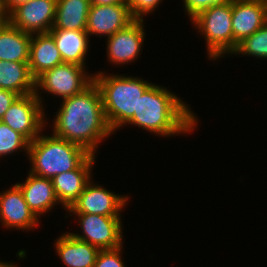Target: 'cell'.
Instances as JSON below:
<instances>
[{
    "label": "cell",
    "mask_w": 267,
    "mask_h": 267,
    "mask_svg": "<svg viewBox=\"0 0 267 267\" xmlns=\"http://www.w3.org/2000/svg\"><path fill=\"white\" fill-rule=\"evenodd\" d=\"M127 201L128 196L116 195L89 181L79 198L67 210L71 213L120 216L119 211L123 209Z\"/></svg>",
    "instance_id": "10"
},
{
    "label": "cell",
    "mask_w": 267,
    "mask_h": 267,
    "mask_svg": "<svg viewBox=\"0 0 267 267\" xmlns=\"http://www.w3.org/2000/svg\"><path fill=\"white\" fill-rule=\"evenodd\" d=\"M30 173L52 179L63 172L77 169L91 154L82 146L55 135L41 134L29 143L27 152Z\"/></svg>",
    "instance_id": "4"
},
{
    "label": "cell",
    "mask_w": 267,
    "mask_h": 267,
    "mask_svg": "<svg viewBox=\"0 0 267 267\" xmlns=\"http://www.w3.org/2000/svg\"><path fill=\"white\" fill-rule=\"evenodd\" d=\"M162 2L161 0H126L134 20H143L145 14L151 13Z\"/></svg>",
    "instance_id": "26"
},
{
    "label": "cell",
    "mask_w": 267,
    "mask_h": 267,
    "mask_svg": "<svg viewBox=\"0 0 267 267\" xmlns=\"http://www.w3.org/2000/svg\"><path fill=\"white\" fill-rule=\"evenodd\" d=\"M92 5H115V4H127L126 0H90Z\"/></svg>",
    "instance_id": "30"
},
{
    "label": "cell",
    "mask_w": 267,
    "mask_h": 267,
    "mask_svg": "<svg viewBox=\"0 0 267 267\" xmlns=\"http://www.w3.org/2000/svg\"><path fill=\"white\" fill-rule=\"evenodd\" d=\"M56 5L57 0H31L15 8L8 21L26 33H48L54 24Z\"/></svg>",
    "instance_id": "9"
},
{
    "label": "cell",
    "mask_w": 267,
    "mask_h": 267,
    "mask_svg": "<svg viewBox=\"0 0 267 267\" xmlns=\"http://www.w3.org/2000/svg\"><path fill=\"white\" fill-rule=\"evenodd\" d=\"M0 14H7L4 9L3 0H0Z\"/></svg>",
    "instance_id": "33"
},
{
    "label": "cell",
    "mask_w": 267,
    "mask_h": 267,
    "mask_svg": "<svg viewBox=\"0 0 267 267\" xmlns=\"http://www.w3.org/2000/svg\"><path fill=\"white\" fill-rule=\"evenodd\" d=\"M265 1V4H266V11H267V0H264Z\"/></svg>",
    "instance_id": "34"
},
{
    "label": "cell",
    "mask_w": 267,
    "mask_h": 267,
    "mask_svg": "<svg viewBox=\"0 0 267 267\" xmlns=\"http://www.w3.org/2000/svg\"><path fill=\"white\" fill-rule=\"evenodd\" d=\"M43 110L39 94L19 96L3 115L1 122L32 142L40 135L45 126Z\"/></svg>",
    "instance_id": "7"
},
{
    "label": "cell",
    "mask_w": 267,
    "mask_h": 267,
    "mask_svg": "<svg viewBox=\"0 0 267 267\" xmlns=\"http://www.w3.org/2000/svg\"><path fill=\"white\" fill-rule=\"evenodd\" d=\"M122 247L100 250L93 267H125L120 255Z\"/></svg>",
    "instance_id": "25"
},
{
    "label": "cell",
    "mask_w": 267,
    "mask_h": 267,
    "mask_svg": "<svg viewBox=\"0 0 267 267\" xmlns=\"http://www.w3.org/2000/svg\"><path fill=\"white\" fill-rule=\"evenodd\" d=\"M18 97V94L10 90L0 89V121L9 107L16 101Z\"/></svg>",
    "instance_id": "28"
},
{
    "label": "cell",
    "mask_w": 267,
    "mask_h": 267,
    "mask_svg": "<svg viewBox=\"0 0 267 267\" xmlns=\"http://www.w3.org/2000/svg\"><path fill=\"white\" fill-rule=\"evenodd\" d=\"M29 143L23 135L0 121V157L12 154L19 149H25L28 152Z\"/></svg>",
    "instance_id": "24"
},
{
    "label": "cell",
    "mask_w": 267,
    "mask_h": 267,
    "mask_svg": "<svg viewBox=\"0 0 267 267\" xmlns=\"http://www.w3.org/2000/svg\"><path fill=\"white\" fill-rule=\"evenodd\" d=\"M8 22V14H0V30Z\"/></svg>",
    "instance_id": "31"
},
{
    "label": "cell",
    "mask_w": 267,
    "mask_h": 267,
    "mask_svg": "<svg viewBox=\"0 0 267 267\" xmlns=\"http://www.w3.org/2000/svg\"><path fill=\"white\" fill-rule=\"evenodd\" d=\"M95 155L91 154L77 169L63 172L52 178L58 201L67 210L79 198L85 186L91 181V169Z\"/></svg>",
    "instance_id": "15"
},
{
    "label": "cell",
    "mask_w": 267,
    "mask_h": 267,
    "mask_svg": "<svg viewBox=\"0 0 267 267\" xmlns=\"http://www.w3.org/2000/svg\"><path fill=\"white\" fill-rule=\"evenodd\" d=\"M78 216L82 235L71 234L100 250L116 249L123 246L120 216H103L98 214L73 213Z\"/></svg>",
    "instance_id": "8"
},
{
    "label": "cell",
    "mask_w": 267,
    "mask_h": 267,
    "mask_svg": "<svg viewBox=\"0 0 267 267\" xmlns=\"http://www.w3.org/2000/svg\"><path fill=\"white\" fill-rule=\"evenodd\" d=\"M0 219L4 227L29 230L37 227L39 218L29 209L17 184L0 194Z\"/></svg>",
    "instance_id": "14"
},
{
    "label": "cell",
    "mask_w": 267,
    "mask_h": 267,
    "mask_svg": "<svg viewBox=\"0 0 267 267\" xmlns=\"http://www.w3.org/2000/svg\"><path fill=\"white\" fill-rule=\"evenodd\" d=\"M0 89L10 90L19 96L35 93V79L28 62L0 60Z\"/></svg>",
    "instance_id": "21"
},
{
    "label": "cell",
    "mask_w": 267,
    "mask_h": 267,
    "mask_svg": "<svg viewBox=\"0 0 267 267\" xmlns=\"http://www.w3.org/2000/svg\"><path fill=\"white\" fill-rule=\"evenodd\" d=\"M32 34L14 27L9 21L0 30V60L29 62Z\"/></svg>",
    "instance_id": "20"
},
{
    "label": "cell",
    "mask_w": 267,
    "mask_h": 267,
    "mask_svg": "<svg viewBox=\"0 0 267 267\" xmlns=\"http://www.w3.org/2000/svg\"><path fill=\"white\" fill-rule=\"evenodd\" d=\"M0 267H16V265L9 263V262L7 263V262L0 261Z\"/></svg>",
    "instance_id": "32"
},
{
    "label": "cell",
    "mask_w": 267,
    "mask_h": 267,
    "mask_svg": "<svg viewBox=\"0 0 267 267\" xmlns=\"http://www.w3.org/2000/svg\"><path fill=\"white\" fill-rule=\"evenodd\" d=\"M134 19L127 4L92 5L90 6L86 32L111 36L126 28Z\"/></svg>",
    "instance_id": "13"
},
{
    "label": "cell",
    "mask_w": 267,
    "mask_h": 267,
    "mask_svg": "<svg viewBox=\"0 0 267 267\" xmlns=\"http://www.w3.org/2000/svg\"><path fill=\"white\" fill-rule=\"evenodd\" d=\"M144 20H134L126 28L108 36L107 55L113 64H125L135 61L144 42Z\"/></svg>",
    "instance_id": "12"
},
{
    "label": "cell",
    "mask_w": 267,
    "mask_h": 267,
    "mask_svg": "<svg viewBox=\"0 0 267 267\" xmlns=\"http://www.w3.org/2000/svg\"><path fill=\"white\" fill-rule=\"evenodd\" d=\"M24 196L29 209L36 215L40 217L44 212L46 213L53 208L58 201L52 179H47L34 175L29 172L28 178L23 183H16Z\"/></svg>",
    "instance_id": "16"
},
{
    "label": "cell",
    "mask_w": 267,
    "mask_h": 267,
    "mask_svg": "<svg viewBox=\"0 0 267 267\" xmlns=\"http://www.w3.org/2000/svg\"><path fill=\"white\" fill-rule=\"evenodd\" d=\"M233 53L267 59V22L251 36L238 43Z\"/></svg>",
    "instance_id": "23"
},
{
    "label": "cell",
    "mask_w": 267,
    "mask_h": 267,
    "mask_svg": "<svg viewBox=\"0 0 267 267\" xmlns=\"http://www.w3.org/2000/svg\"><path fill=\"white\" fill-rule=\"evenodd\" d=\"M84 68L74 63H63L43 72L35 79V94L38 95V89H41L66 99L81 93L93 82V74L88 75Z\"/></svg>",
    "instance_id": "6"
},
{
    "label": "cell",
    "mask_w": 267,
    "mask_h": 267,
    "mask_svg": "<svg viewBox=\"0 0 267 267\" xmlns=\"http://www.w3.org/2000/svg\"><path fill=\"white\" fill-rule=\"evenodd\" d=\"M127 123L160 136H171L193 131L197 119L175 94L152 84L139 98L137 112Z\"/></svg>",
    "instance_id": "2"
},
{
    "label": "cell",
    "mask_w": 267,
    "mask_h": 267,
    "mask_svg": "<svg viewBox=\"0 0 267 267\" xmlns=\"http://www.w3.org/2000/svg\"><path fill=\"white\" fill-rule=\"evenodd\" d=\"M63 63L55 40L49 33L32 34L28 64L34 79Z\"/></svg>",
    "instance_id": "17"
},
{
    "label": "cell",
    "mask_w": 267,
    "mask_h": 267,
    "mask_svg": "<svg viewBox=\"0 0 267 267\" xmlns=\"http://www.w3.org/2000/svg\"><path fill=\"white\" fill-rule=\"evenodd\" d=\"M93 81L97 85L107 122L114 132L137 112L139 98L152 85L151 82L131 76L104 75L95 73Z\"/></svg>",
    "instance_id": "3"
},
{
    "label": "cell",
    "mask_w": 267,
    "mask_h": 267,
    "mask_svg": "<svg viewBox=\"0 0 267 267\" xmlns=\"http://www.w3.org/2000/svg\"><path fill=\"white\" fill-rule=\"evenodd\" d=\"M191 21L205 36L208 58L215 60L233 53L232 1L211 6Z\"/></svg>",
    "instance_id": "5"
},
{
    "label": "cell",
    "mask_w": 267,
    "mask_h": 267,
    "mask_svg": "<svg viewBox=\"0 0 267 267\" xmlns=\"http://www.w3.org/2000/svg\"><path fill=\"white\" fill-rule=\"evenodd\" d=\"M54 118L53 135L95 155L98 143L114 133L105 117L100 91L93 81L81 93L63 99Z\"/></svg>",
    "instance_id": "1"
},
{
    "label": "cell",
    "mask_w": 267,
    "mask_h": 267,
    "mask_svg": "<svg viewBox=\"0 0 267 267\" xmlns=\"http://www.w3.org/2000/svg\"><path fill=\"white\" fill-rule=\"evenodd\" d=\"M31 0H3V5L6 13L9 15L19 5L27 3Z\"/></svg>",
    "instance_id": "29"
},
{
    "label": "cell",
    "mask_w": 267,
    "mask_h": 267,
    "mask_svg": "<svg viewBox=\"0 0 267 267\" xmlns=\"http://www.w3.org/2000/svg\"><path fill=\"white\" fill-rule=\"evenodd\" d=\"M55 40L64 63H74L85 67L89 35L86 30H65L51 28L48 32Z\"/></svg>",
    "instance_id": "19"
},
{
    "label": "cell",
    "mask_w": 267,
    "mask_h": 267,
    "mask_svg": "<svg viewBox=\"0 0 267 267\" xmlns=\"http://www.w3.org/2000/svg\"><path fill=\"white\" fill-rule=\"evenodd\" d=\"M55 246L58 257L68 267H93L100 252L99 248L69 232L58 237Z\"/></svg>",
    "instance_id": "18"
},
{
    "label": "cell",
    "mask_w": 267,
    "mask_h": 267,
    "mask_svg": "<svg viewBox=\"0 0 267 267\" xmlns=\"http://www.w3.org/2000/svg\"><path fill=\"white\" fill-rule=\"evenodd\" d=\"M90 0H57L52 28L86 30Z\"/></svg>",
    "instance_id": "22"
},
{
    "label": "cell",
    "mask_w": 267,
    "mask_h": 267,
    "mask_svg": "<svg viewBox=\"0 0 267 267\" xmlns=\"http://www.w3.org/2000/svg\"><path fill=\"white\" fill-rule=\"evenodd\" d=\"M267 22L264 0H232L233 52L238 43Z\"/></svg>",
    "instance_id": "11"
},
{
    "label": "cell",
    "mask_w": 267,
    "mask_h": 267,
    "mask_svg": "<svg viewBox=\"0 0 267 267\" xmlns=\"http://www.w3.org/2000/svg\"><path fill=\"white\" fill-rule=\"evenodd\" d=\"M183 1L188 16L190 17V19H193L200 12L210 8L211 6L222 5L232 0H183Z\"/></svg>",
    "instance_id": "27"
}]
</instances>
